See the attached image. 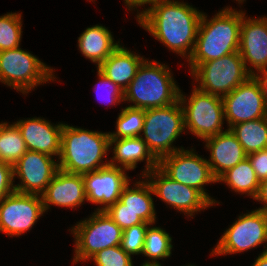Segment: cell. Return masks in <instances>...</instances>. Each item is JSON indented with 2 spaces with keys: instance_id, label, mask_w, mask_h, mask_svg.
Listing matches in <instances>:
<instances>
[{
  "instance_id": "20",
  "label": "cell",
  "mask_w": 267,
  "mask_h": 266,
  "mask_svg": "<svg viewBox=\"0 0 267 266\" xmlns=\"http://www.w3.org/2000/svg\"><path fill=\"white\" fill-rule=\"evenodd\" d=\"M204 141L211 155V160L209 159L207 162L216 179L247 158L243 147L230 129H226L225 132L215 136L208 137Z\"/></svg>"
},
{
  "instance_id": "37",
  "label": "cell",
  "mask_w": 267,
  "mask_h": 266,
  "mask_svg": "<svg viewBox=\"0 0 267 266\" xmlns=\"http://www.w3.org/2000/svg\"><path fill=\"white\" fill-rule=\"evenodd\" d=\"M261 73V75H259ZM259 83L261 92H262V96H263V100L265 105L267 106V69L257 72L252 75Z\"/></svg>"
},
{
  "instance_id": "14",
  "label": "cell",
  "mask_w": 267,
  "mask_h": 266,
  "mask_svg": "<svg viewBox=\"0 0 267 266\" xmlns=\"http://www.w3.org/2000/svg\"><path fill=\"white\" fill-rule=\"evenodd\" d=\"M58 170L59 163L52 156L27 150L13 166L14 179L21 180L14 185L15 191L41 196Z\"/></svg>"
},
{
  "instance_id": "9",
  "label": "cell",
  "mask_w": 267,
  "mask_h": 266,
  "mask_svg": "<svg viewBox=\"0 0 267 266\" xmlns=\"http://www.w3.org/2000/svg\"><path fill=\"white\" fill-rule=\"evenodd\" d=\"M75 236V256L73 263L90 260L98 251L119 246L123 230L105 211H95L72 227Z\"/></svg>"
},
{
  "instance_id": "7",
  "label": "cell",
  "mask_w": 267,
  "mask_h": 266,
  "mask_svg": "<svg viewBox=\"0 0 267 266\" xmlns=\"http://www.w3.org/2000/svg\"><path fill=\"white\" fill-rule=\"evenodd\" d=\"M54 77L53 68L20 47L0 51V82L23 94Z\"/></svg>"
},
{
  "instance_id": "18",
  "label": "cell",
  "mask_w": 267,
  "mask_h": 266,
  "mask_svg": "<svg viewBox=\"0 0 267 266\" xmlns=\"http://www.w3.org/2000/svg\"><path fill=\"white\" fill-rule=\"evenodd\" d=\"M41 197L45 212L50 205L72 209L79 207L85 200L87 201L82 174L68 173L59 169Z\"/></svg>"
},
{
  "instance_id": "33",
  "label": "cell",
  "mask_w": 267,
  "mask_h": 266,
  "mask_svg": "<svg viewBox=\"0 0 267 266\" xmlns=\"http://www.w3.org/2000/svg\"><path fill=\"white\" fill-rule=\"evenodd\" d=\"M97 72L100 81L96 84L97 88L95 89V91L99 96V101L100 99H102V96L99 95L100 89L102 90V88H104L103 91L107 93L106 95H103L106 97V98L103 97L102 99L104 100V102H107L110 105L111 104L115 105L117 103L124 101V91L120 89V87L117 84H114L110 79H108L99 69Z\"/></svg>"
},
{
  "instance_id": "41",
  "label": "cell",
  "mask_w": 267,
  "mask_h": 266,
  "mask_svg": "<svg viewBox=\"0 0 267 266\" xmlns=\"http://www.w3.org/2000/svg\"><path fill=\"white\" fill-rule=\"evenodd\" d=\"M236 1H238V3L240 4V3L244 2L245 0H236Z\"/></svg>"
},
{
  "instance_id": "15",
  "label": "cell",
  "mask_w": 267,
  "mask_h": 266,
  "mask_svg": "<svg viewBox=\"0 0 267 266\" xmlns=\"http://www.w3.org/2000/svg\"><path fill=\"white\" fill-rule=\"evenodd\" d=\"M222 99L228 129L241 122L267 117V106L259 83L253 76L229 94L224 95Z\"/></svg>"
},
{
  "instance_id": "8",
  "label": "cell",
  "mask_w": 267,
  "mask_h": 266,
  "mask_svg": "<svg viewBox=\"0 0 267 266\" xmlns=\"http://www.w3.org/2000/svg\"><path fill=\"white\" fill-rule=\"evenodd\" d=\"M185 97L180 90L179 102L187 130L202 140L225 132L222 128L225 113L221 96L202 92L195 87L189 99Z\"/></svg>"
},
{
  "instance_id": "30",
  "label": "cell",
  "mask_w": 267,
  "mask_h": 266,
  "mask_svg": "<svg viewBox=\"0 0 267 266\" xmlns=\"http://www.w3.org/2000/svg\"><path fill=\"white\" fill-rule=\"evenodd\" d=\"M20 13H7L0 16V51L20 47L22 21Z\"/></svg>"
},
{
  "instance_id": "2",
  "label": "cell",
  "mask_w": 267,
  "mask_h": 266,
  "mask_svg": "<svg viewBox=\"0 0 267 266\" xmlns=\"http://www.w3.org/2000/svg\"><path fill=\"white\" fill-rule=\"evenodd\" d=\"M243 11L224 8L210 20L203 13L189 64H202L238 52Z\"/></svg>"
},
{
  "instance_id": "11",
  "label": "cell",
  "mask_w": 267,
  "mask_h": 266,
  "mask_svg": "<svg viewBox=\"0 0 267 266\" xmlns=\"http://www.w3.org/2000/svg\"><path fill=\"white\" fill-rule=\"evenodd\" d=\"M212 255L241 253L267 242V213L256 209L242 214L228 228Z\"/></svg>"
},
{
  "instance_id": "31",
  "label": "cell",
  "mask_w": 267,
  "mask_h": 266,
  "mask_svg": "<svg viewBox=\"0 0 267 266\" xmlns=\"http://www.w3.org/2000/svg\"><path fill=\"white\" fill-rule=\"evenodd\" d=\"M151 225L144 222L124 229L120 247L130 256L142 254L146 231Z\"/></svg>"
},
{
  "instance_id": "39",
  "label": "cell",
  "mask_w": 267,
  "mask_h": 266,
  "mask_svg": "<svg viewBox=\"0 0 267 266\" xmlns=\"http://www.w3.org/2000/svg\"><path fill=\"white\" fill-rule=\"evenodd\" d=\"M125 5L129 7V10L134 9V7L137 9V7H140L142 5L152 4L156 0H124Z\"/></svg>"
},
{
  "instance_id": "3",
  "label": "cell",
  "mask_w": 267,
  "mask_h": 266,
  "mask_svg": "<svg viewBox=\"0 0 267 266\" xmlns=\"http://www.w3.org/2000/svg\"><path fill=\"white\" fill-rule=\"evenodd\" d=\"M109 140V133L64 124L58 157L59 169L68 173L84 174L109 165V160L105 163L102 160L107 157Z\"/></svg>"
},
{
  "instance_id": "19",
  "label": "cell",
  "mask_w": 267,
  "mask_h": 266,
  "mask_svg": "<svg viewBox=\"0 0 267 266\" xmlns=\"http://www.w3.org/2000/svg\"><path fill=\"white\" fill-rule=\"evenodd\" d=\"M21 132L27 150L41 152L53 157L61 152L63 123L52 125L43 118L19 120L14 123Z\"/></svg>"
},
{
  "instance_id": "6",
  "label": "cell",
  "mask_w": 267,
  "mask_h": 266,
  "mask_svg": "<svg viewBox=\"0 0 267 266\" xmlns=\"http://www.w3.org/2000/svg\"><path fill=\"white\" fill-rule=\"evenodd\" d=\"M189 66L192 76L199 83L196 87L198 90L221 97L229 94L252 76L246 70L239 52Z\"/></svg>"
},
{
  "instance_id": "34",
  "label": "cell",
  "mask_w": 267,
  "mask_h": 266,
  "mask_svg": "<svg viewBox=\"0 0 267 266\" xmlns=\"http://www.w3.org/2000/svg\"><path fill=\"white\" fill-rule=\"evenodd\" d=\"M105 212L122 230L144 223L130 210H105Z\"/></svg>"
},
{
  "instance_id": "35",
  "label": "cell",
  "mask_w": 267,
  "mask_h": 266,
  "mask_svg": "<svg viewBox=\"0 0 267 266\" xmlns=\"http://www.w3.org/2000/svg\"><path fill=\"white\" fill-rule=\"evenodd\" d=\"M13 166L0 161V201L15 191Z\"/></svg>"
},
{
  "instance_id": "13",
  "label": "cell",
  "mask_w": 267,
  "mask_h": 266,
  "mask_svg": "<svg viewBox=\"0 0 267 266\" xmlns=\"http://www.w3.org/2000/svg\"><path fill=\"white\" fill-rule=\"evenodd\" d=\"M144 177L150 183L154 195L188 216L213 205L200 191L172 180L159 167Z\"/></svg>"
},
{
  "instance_id": "40",
  "label": "cell",
  "mask_w": 267,
  "mask_h": 266,
  "mask_svg": "<svg viewBox=\"0 0 267 266\" xmlns=\"http://www.w3.org/2000/svg\"><path fill=\"white\" fill-rule=\"evenodd\" d=\"M264 247L267 248V245ZM252 266H267V249L260 253Z\"/></svg>"
},
{
  "instance_id": "4",
  "label": "cell",
  "mask_w": 267,
  "mask_h": 266,
  "mask_svg": "<svg viewBox=\"0 0 267 266\" xmlns=\"http://www.w3.org/2000/svg\"><path fill=\"white\" fill-rule=\"evenodd\" d=\"M179 93L167 65L144 60L124 91V101L133 102L132 108L153 109L176 103Z\"/></svg>"
},
{
  "instance_id": "22",
  "label": "cell",
  "mask_w": 267,
  "mask_h": 266,
  "mask_svg": "<svg viewBox=\"0 0 267 266\" xmlns=\"http://www.w3.org/2000/svg\"><path fill=\"white\" fill-rule=\"evenodd\" d=\"M129 183L123 188L120 199L106 210H130L140 217L145 223L154 224L156 212L151 194L153 189L146 179L134 184L130 188Z\"/></svg>"
},
{
  "instance_id": "12",
  "label": "cell",
  "mask_w": 267,
  "mask_h": 266,
  "mask_svg": "<svg viewBox=\"0 0 267 266\" xmlns=\"http://www.w3.org/2000/svg\"><path fill=\"white\" fill-rule=\"evenodd\" d=\"M44 212L40 195L14 191L0 201V232L20 236L30 230Z\"/></svg>"
},
{
  "instance_id": "27",
  "label": "cell",
  "mask_w": 267,
  "mask_h": 266,
  "mask_svg": "<svg viewBox=\"0 0 267 266\" xmlns=\"http://www.w3.org/2000/svg\"><path fill=\"white\" fill-rule=\"evenodd\" d=\"M172 238L169 233L160 227H148L145 235L142 254L149 257L142 266H161L158 259L171 256Z\"/></svg>"
},
{
  "instance_id": "1",
  "label": "cell",
  "mask_w": 267,
  "mask_h": 266,
  "mask_svg": "<svg viewBox=\"0 0 267 266\" xmlns=\"http://www.w3.org/2000/svg\"><path fill=\"white\" fill-rule=\"evenodd\" d=\"M151 5L138 13V23L171 51L189 59L203 13L175 0H156Z\"/></svg>"
},
{
  "instance_id": "24",
  "label": "cell",
  "mask_w": 267,
  "mask_h": 266,
  "mask_svg": "<svg viewBox=\"0 0 267 266\" xmlns=\"http://www.w3.org/2000/svg\"><path fill=\"white\" fill-rule=\"evenodd\" d=\"M120 44L114 43L111 32L102 25L86 28L78 37V48L80 52L97 67L110 56Z\"/></svg>"
},
{
  "instance_id": "28",
  "label": "cell",
  "mask_w": 267,
  "mask_h": 266,
  "mask_svg": "<svg viewBox=\"0 0 267 266\" xmlns=\"http://www.w3.org/2000/svg\"><path fill=\"white\" fill-rule=\"evenodd\" d=\"M27 147L18 127L0 123V161L12 166L25 154Z\"/></svg>"
},
{
  "instance_id": "17",
  "label": "cell",
  "mask_w": 267,
  "mask_h": 266,
  "mask_svg": "<svg viewBox=\"0 0 267 266\" xmlns=\"http://www.w3.org/2000/svg\"><path fill=\"white\" fill-rule=\"evenodd\" d=\"M243 19L240 27L239 49L246 70L254 75L252 67L258 72L267 69V17ZM248 63L251 68L247 67Z\"/></svg>"
},
{
  "instance_id": "36",
  "label": "cell",
  "mask_w": 267,
  "mask_h": 266,
  "mask_svg": "<svg viewBox=\"0 0 267 266\" xmlns=\"http://www.w3.org/2000/svg\"><path fill=\"white\" fill-rule=\"evenodd\" d=\"M259 182L267 179V148L247 155Z\"/></svg>"
},
{
  "instance_id": "23",
  "label": "cell",
  "mask_w": 267,
  "mask_h": 266,
  "mask_svg": "<svg viewBox=\"0 0 267 266\" xmlns=\"http://www.w3.org/2000/svg\"><path fill=\"white\" fill-rule=\"evenodd\" d=\"M144 60V57L120 45L97 69L125 91Z\"/></svg>"
},
{
  "instance_id": "32",
  "label": "cell",
  "mask_w": 267,
  "mask_h": 266,
  "mask_svg": "<svg viewBox=\"0 0 267 266\" xmlns=\"http://www.w3.org/2000/svg\"><path fill=\"white\" fill-rule=\"evenodd\" d=\"M90 259L95 266H133L131 256L120 245L98 251Z\"/></svg>"
},
{
  "instance_id": "38",
  "label": "cell",
  "mask_w": 267,
  "mask_h": 266,
  "mask_svg": "<svg viewBox=\"0 0 267 266\" xmlns=\"http://www.w3.org/2000/svg\"><path fill=\"white\" fill-rule=\"evenodd\" d=\"M255 200L264 203V206L258 209L267 213V179L260 182L259 191Z\"/></svg>"
},
{
  "instance_id": "5",
  "label": "cell",
  "mask_w": 267,
  "mask_h": 266,
  "mask_svg": "<svg viewBox=\"0 0 267 266\" xmlns=\"http://www.w3.org/2000/svg\"><path fill=\"white\" fill-rule=\"evenodd\" d=\"M185 130L184 113L179 100L172 105L145 110L141 139L159 161L162 157L183 149L172 143Z\"/></svg>"
},
{
  "instance_id": "16",
  "label": "cell",
  "mask_w": 267,
  "mask_h": 266,
  "mask_svg": "<svg viewBox=\"0 0 267 266\" xmlns=\"http://www.w3.org/2000/svg\"><path fill=\"white\" fill-rule=\"evenodd\" d=\"M126 170L109 164L96 171L82 174L87 201L103 204V207L97 208L96 211H105L120 199L123 188L130 183Z\"/></svg>"
},
{
  "instance_id": "26",
  "label": "cell",
  "mask_w": 267,
  "mask_h": 266,
  "mask_svg": "<svg viewBox=\"0 0 267 266\" xmlns=\"http://www.w3.org/2000/svg\"><path fill=\"white\" fill-rule=\"evenodd\" d=\"M222 181L235 192L245 193L254 199L259 191L260 182L248 158L227 170L217 179V182Z\"/></svg>"
},
{
  "instance_id": "21",
  "label": "cell",
  "mask_w": 267,
  "mask_h": 266,
  "mask_svg": "<svg viewBox=\"0 0 267 266\" xmlns=\"http://www.w3.org/2000/svg\"><path fill=\"white\" fill-rule=\"evenodd\" d=\"M113 154L110 165L119 166L127 170H133L136 168L137 162L146 160L145 170L142 171V176L158 167V160L148 150L146 143L139 137L110 139L109 148L113 146ZM119 162V163H118ZM118 165H117V164Z\"/></svg>"
},
{
  "instance_id": "10",
  "label": "cell",
  "mask_w": 267,
  "mask_h": 266,
  "mask_svg": "<svg viewBox=\"0 0 267 266\" xmlns=\"http://www.w3.org/2000/svg\"><path fill=\"white\" fill-rule=\"evenodd\" d=\"M158 167L172 180L200 191L213 205L217 202L212 199L203 188L205 184L215 183L207 159L194 153V150L184 148L162 157Z\"/></svg>"
},
{
  "instance_id": "29",
  "label": "cell",
  "mask_w": 267,
  "mask_h": 266,
  "mask_svg": "<svg viewBox=\"0 0 267 266\" xmlns=\"http://www.w3.org/2000/svg\"><path fill=\"white\" fill-rule=\"evenodd\" d=\"M145 119V110L125 107L121 109L116 122L117 131L109 132L110 139H121L141 136Z\"/></svg>"
},
{
  "instance_id": "25",
  "label": "cell",
  "mask_w": 267,
  "mask_h": 266,
  "mask_svg": "<svg viewBox=\"0 0 267 266\" xmlns=\"http://www.w3.org/2000/svg\"><path fill=\"white\" fill-rule=\"evenodd\" d=\"M230 131L247 155L267 148V117L235 124Z\"/></svg>"
}]
</instances>
